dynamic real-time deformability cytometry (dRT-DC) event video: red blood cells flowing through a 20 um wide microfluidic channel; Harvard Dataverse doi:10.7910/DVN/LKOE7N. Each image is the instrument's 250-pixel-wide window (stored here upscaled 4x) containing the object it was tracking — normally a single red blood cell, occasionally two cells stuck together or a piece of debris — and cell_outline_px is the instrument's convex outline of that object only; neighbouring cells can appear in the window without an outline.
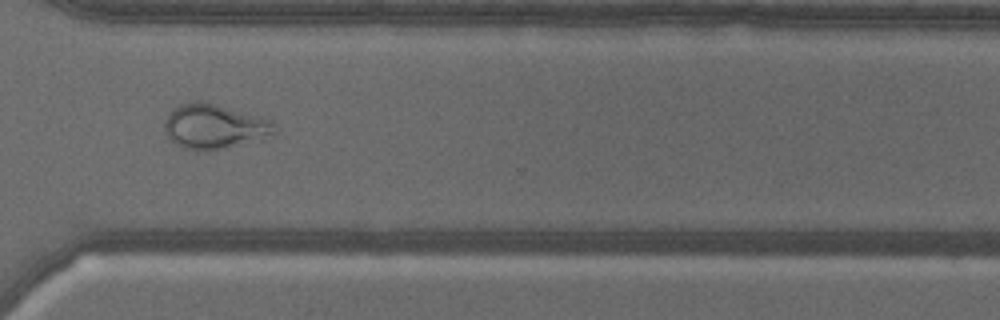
{"species": "common noctule bat (a hibernating species)", "species_latin": "Nyctalus noctula", "temperature_condition": "warm", "stored_images_in_passage": 52, "camera_frame_rate_fps": 3000, "um_per_image_px": 0.085, "animal": {"sex": "male", "body_mass_g": 18.8}, "frame": {"image": 1, "passage_image": 37, "time_ms": 12.0, "image_size_px": [1000, 320], "cell_outline_px": [[276, 132], [272, 136], [208, 152], [200, 152], [184, 148], [176, 144], [168, 136], [164, 128], [164, 120], [172, 108], [176, 104], [196, 100], [216, 104], [272, 120]], "centroid_in_image_um": [18.17, 10.75], "position_along_channel_um": 352.4, "area_um2": 28.84}}
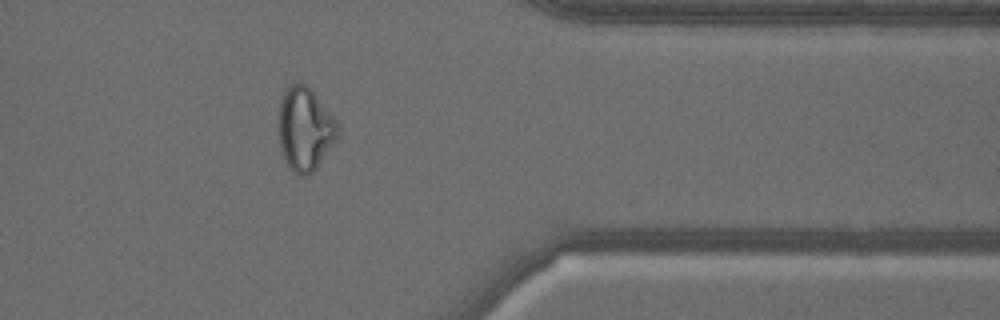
{"frame": {"image": 2, "passage_image": 41, "time_ms": 13.333, "image_size_px": [1000, 320], "cell_outline_px": [[340, 132], [336, 140], [316, 168], [308, 176], [300, 176], [284, 160], [280, 148], [280, 104], [284, 92], [292, 84], [300, 80], [308, 84], [340, 124]], "centroid_in_image_um": [25.97, 10.93], "position_along_channel_um": 385.4, "area_um2": 28.73}}
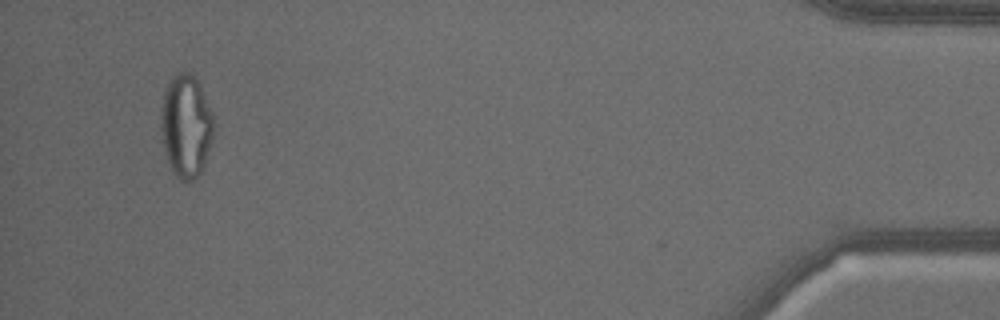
{"frame": {"image": 3, "passage_image": 49, "time_ms": 16.0, "image_size_px": [1000, 320], "cell_outline_px": [[216, 116], [212, 136], [204, 168], [192, 180], [180, 180], [172, 172], [164, 152], [160, 128], [160, 108], [164, 92], [172, 76], [176, 72], [192, 72], [200, 84]], "centroid_in_image_um": [15.82, 10.67], "position_along_channel_um": 419.4, "area_um2": 32.43}, "authors_computed_cell_mechanics": {"area_um2": 29.2757, "velocity_mm_per_s": 3.5098, "shape_relaxation_time_tau1_ms": null, "shape_relaxation_time_tau2_ms": 1.2895, "deformation_change_tau1": null, "deformation_change_tau2": 0.0865}}